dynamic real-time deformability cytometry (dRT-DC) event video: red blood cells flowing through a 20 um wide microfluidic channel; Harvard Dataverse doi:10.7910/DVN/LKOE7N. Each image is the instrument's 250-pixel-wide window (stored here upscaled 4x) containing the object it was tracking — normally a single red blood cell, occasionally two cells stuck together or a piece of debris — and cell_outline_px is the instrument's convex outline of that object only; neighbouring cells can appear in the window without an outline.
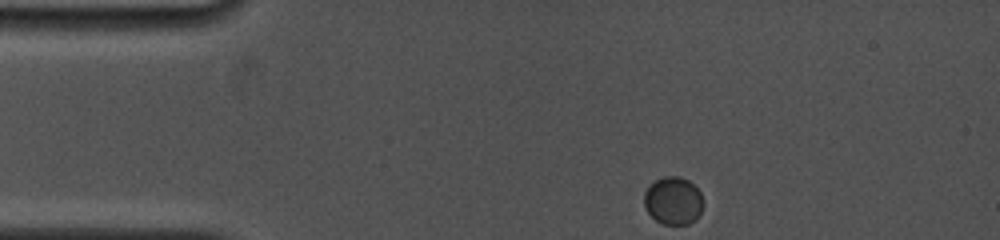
{"species": "common noctule bat (a hibernating species)", "species_latin": "Nyctalus noctula", "temperature_condition": "cold", "stored_images_in_passage": 71, "camera_frame_rate_fps": 5000, "um_per_image_px": 0.085, "animal": {"sex": "female", "body_mass_g": 19.0, "forearm_length_mm": 53.3}, "frame": {"image": 1, "passage_image": 1, "time_ms": 0.0, "image_size_px": [1000, 240], "cell_outline_px": [[704, 204], [696, 220], [688, 224], [664, 224], [656, 220], [644, 208], [644, 192], [656, 180], [664, 176], [680, 176], [688, 180], [700, 192], [704, 200]], "centroid_in_image_um": [57.24, 17.06], "position_along_channel_um": 27.8, "area_um2": 16.47}}
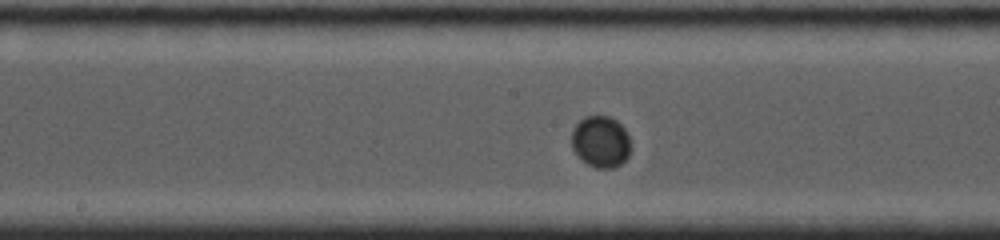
{"frame": {"image": 2, "passage_image": 31, "time_ms": 6.0, "image_size_px": [1000, 240], "cell_outline_px": [[632, 148], [628, 156], [620, 164], [612, 168], [596, 168], [580, 160], [576, 156], [572, 148], [572, 128], [584, 116], [608, 116], [616, 120], [624, 128], [632, 144]], "centroid_in_image_um": [51.05, 12.05], "position_along_channel_um": 197.1, "area_um2": 18.03}}
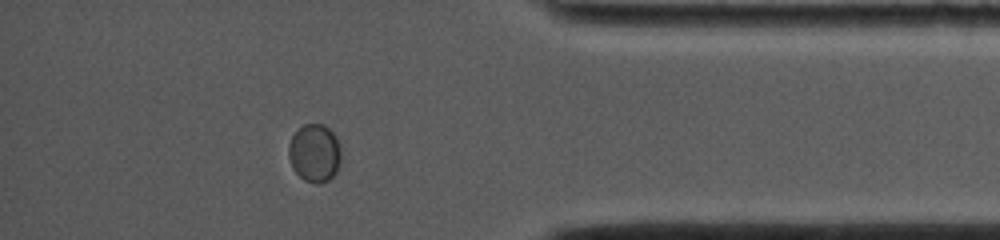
{"frame": {"image": 3, "passage_image": 61, "time_ms": 12.0, "image_size_px": [1000, 240], "cell_outline_px": [[340, 164], [336, 172], [328, 180], [316, 184], [304, 180], [292, 168], [288, 156], [288, 144], [292, 136], [304, 124], [324, 124], [336, 136], [340, 144]], "centroid_in_image_um": [26.74, 13.01], "position_along_channel_um": 408.5, "area_um2": 17.8}}